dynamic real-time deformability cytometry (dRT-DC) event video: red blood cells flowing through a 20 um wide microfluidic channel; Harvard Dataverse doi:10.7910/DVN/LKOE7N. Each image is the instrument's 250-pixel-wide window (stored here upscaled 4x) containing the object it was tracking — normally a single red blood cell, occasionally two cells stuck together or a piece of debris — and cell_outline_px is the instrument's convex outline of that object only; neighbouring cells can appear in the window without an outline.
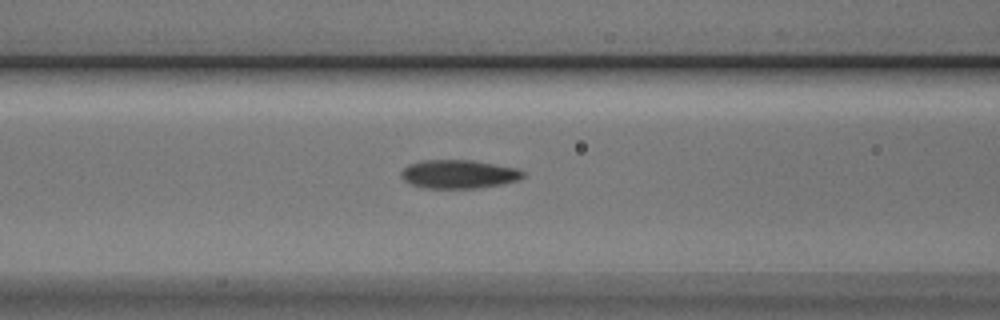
{"species": "Egyptian fruit bat (a non-hibernating species)", "species_latin": "Rousettus aegyptiacus", "temperature_condition": "cold", "stored_images_in_passage": 14, "camera_frame_rate_fps": 3000, "um_per_image_px": 0.085, "animal": {"sex": "male"}, "frame": {"image": 1, "passage_image": 12, "time_ms": 3.667, "image_size_px": [1000, 320], "cell_outline_px": [[524, 176], [520, 180], [504, 184], [476, 188], [428, 188], [408, 184], [400, 176], [400, 172], [408, 164], [420, 160], [472, 160], [516, 168], [524, 172]], "centroid_in_image_um": [38.97, 14.8], "position_along_channel_um": 127.6, "area_um2": 20.46}}